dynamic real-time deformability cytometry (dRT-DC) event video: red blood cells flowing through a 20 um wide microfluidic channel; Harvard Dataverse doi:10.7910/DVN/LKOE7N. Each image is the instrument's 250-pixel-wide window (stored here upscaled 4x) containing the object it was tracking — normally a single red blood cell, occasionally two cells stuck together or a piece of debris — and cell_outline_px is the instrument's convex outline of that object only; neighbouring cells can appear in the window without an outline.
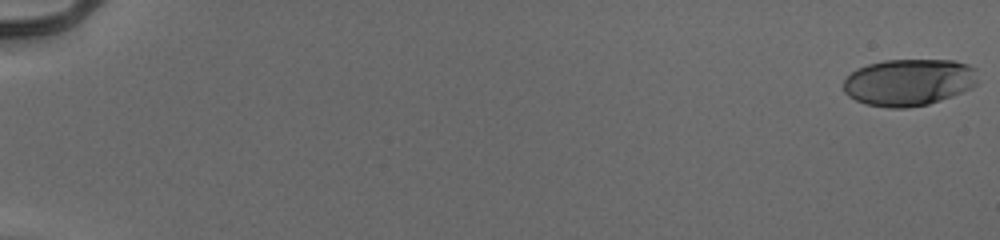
{"species": "human", "species_latin": "Homo sapiens", "temperature_condition": "cold", "stored_images_in_passage": 55, "camera_frame_rate_fps": 3000, "um_per_image_px": 0.085, "donor": {"sex": "male"}, "frame": {"image": 1, "passage_image": 1, "time_ms": 0.0, "image_size_px": [1000, 240], "cell_outline_px": [[976, 84], [972, 88], [952, 96], [928, 104], [908, 108], [888, 108], [864, 104], [848, 96], [844, 92], [844, 80], [856, 68], [868, 64], [884, 60], [952, 60], [968, 64], [976, 68]], "centroid_in_image_um": [77.24, 7.0], "position_along_channel_um": 7.8, "area_um2": 36.93}}
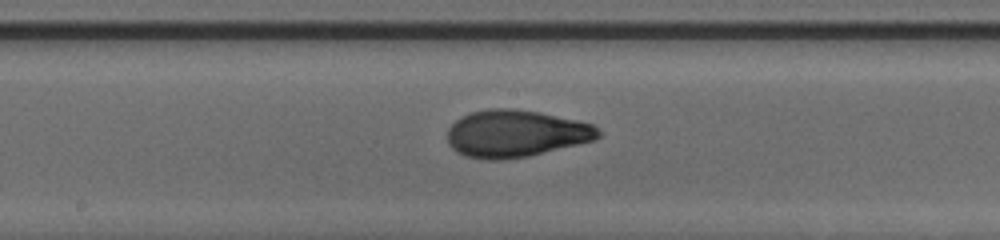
{"frame": {"image": 2, "passage_image": 32, "time_ms": 10.333, "image_size_px": [1000, 240], "cell_outline_px": [[600, 136], [596, 140], [528, 156], [500, 160], [488, 160], [464, 156], [456, 152], [448, 144], [448, 128], [460, 116], [472, 112], [492, 108], [512, 108], [540, 112], [576, 120], [592, 124], [600, 132]], "centroid_in_image_um": [43.81, 11.36], "position_along_channel_um": 204.4, "area_um2": 41.5}}
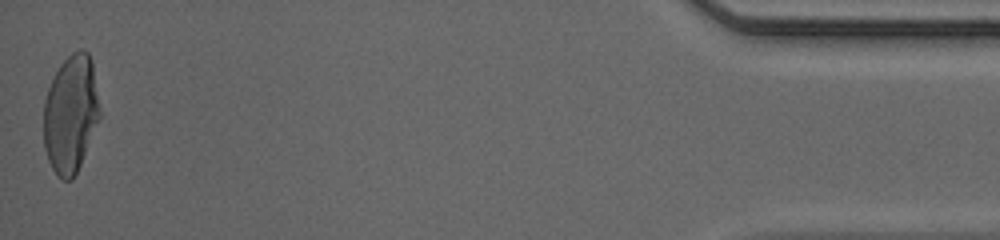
{"frame": {"image": 3, "passage_image": 55, "time_ms": 18.0, "image_size_px": [1000, 240], "cell_outline_px": [[100, 116], [80, 164], [72, 180], [64, 180], [56, 176], [48, 160], [44, 148], [44, 100], [48, 88], [60, 64], [72, 52], [80, 48], [84, 48], [88, 52], [92, 60], [100, 112]], "centroid_in_image_um": [6.0, 9.66], "position_along_channel_um": 429.2, "area_um2": 38.38}, "authors_computed_cell_mechanics": {"area_um2": 39.015, "velocity_mm_per_s": 3.9505, "shape_relaxation_time_tau1_ms": 4.2486, "shape_relaxation_time_tau2_ms": 1.0586, "deformation_change_tau1": 0.2127, "deformation_change_tau2": 0.0665}}